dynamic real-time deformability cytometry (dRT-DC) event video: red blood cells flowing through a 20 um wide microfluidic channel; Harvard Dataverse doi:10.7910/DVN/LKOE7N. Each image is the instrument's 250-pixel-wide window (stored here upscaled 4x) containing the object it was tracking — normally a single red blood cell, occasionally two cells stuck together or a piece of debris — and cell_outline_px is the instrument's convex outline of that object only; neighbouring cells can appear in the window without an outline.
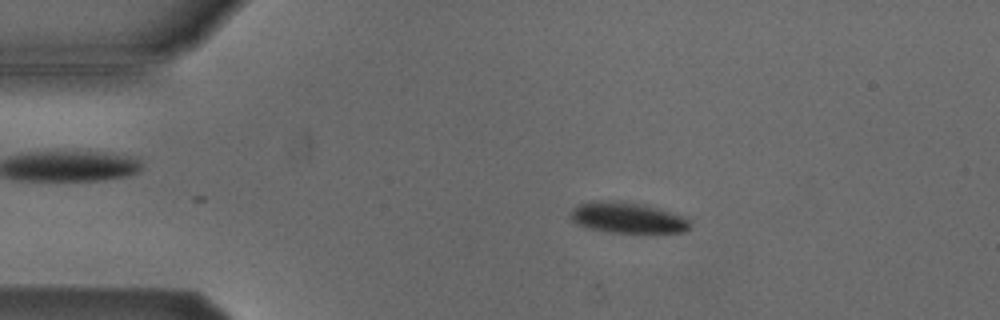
{"species": "Egyptian fruit bat (a non-hibernating species)", "species_latin": "Rousettus aegyptiacus", "temperature_condition": "cold", "stored_images_in_passage": 53, "camera_frame_rate_fps": 3000, "um_per_image_px": 0.085, "animal": {"sex": "male"}, "frame": {"image": 1, "passage_image": 10, "time_ms": 3.0, "image_size_px": [1000, 320], "cell_outline_px": [[692, 224], [684, 232], [608, 232], [588, 228], [576, 224], [568, 216], [572, 208], [580, 204], [592, 200], [620, 200], [648, 204], [688, 216]], "centroid_in_image_um": [53.36, 18.47], "position_along_channel_um": 31.6, "area_um2": 22.2}}
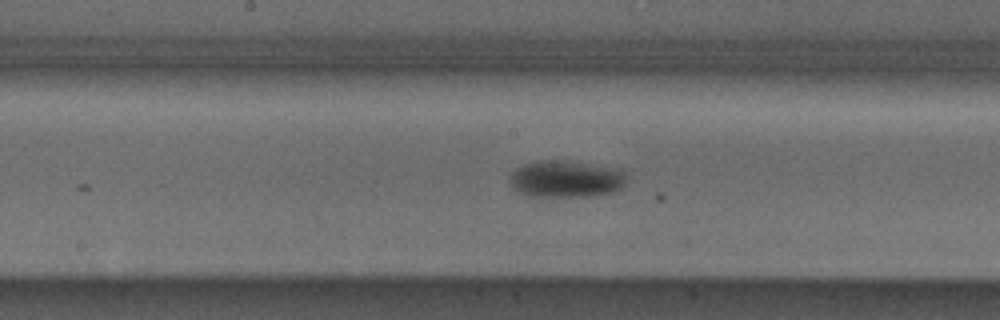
{"frame": {"image": 2, "passage_image": 27, "time_ms": 8.667, "image_size_px": [1000, 320], "cell_outline_px": [[628, 172], [624, 184], [616, 192], [592, 196], [532, 196], [520, 192], [512, 188], [508, 180], [508, 176], [516, 168], [524, 164], [536, 160], [556, 160], [620, 168]], "centroid_in_image_um": [48.12, 15.21], "position_along_channel_um": 200.1, "area_um2": 25.37}}
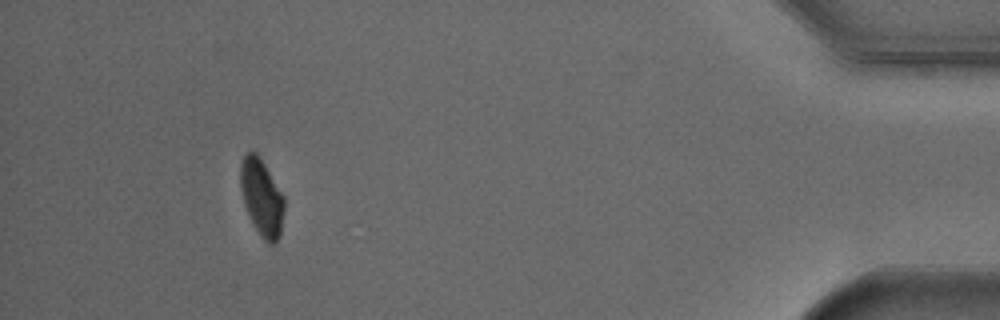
{"frame": {"image": 3, "passage_image": 49, "time_ms": 16.0, "image_size_px": [1000, 320], "cell_outline_px": [[284, 208], [280, 236], [276, 244], [268, 244], [260, 236], [244, 204], [240, 188], [240, 164], [244, 156], [248, 152], [256, 152], [264, 164], [284, 196]], "centroid_in_image_um": [22.25, 16.8], "position_along_channel_um": 413.0, "area_um2": 19.42}, "authors_computed_cell_mechanics": {"area_um2": 22.3686, "velocity_mm_per_s": 3.811, "shape_relaxation_time_tau1_ms": 2.8633, "shape_relaxation_time_tau2_ms": null, "deformation_change_tau1": 0.0767, "deformation_change_tau2": null}}